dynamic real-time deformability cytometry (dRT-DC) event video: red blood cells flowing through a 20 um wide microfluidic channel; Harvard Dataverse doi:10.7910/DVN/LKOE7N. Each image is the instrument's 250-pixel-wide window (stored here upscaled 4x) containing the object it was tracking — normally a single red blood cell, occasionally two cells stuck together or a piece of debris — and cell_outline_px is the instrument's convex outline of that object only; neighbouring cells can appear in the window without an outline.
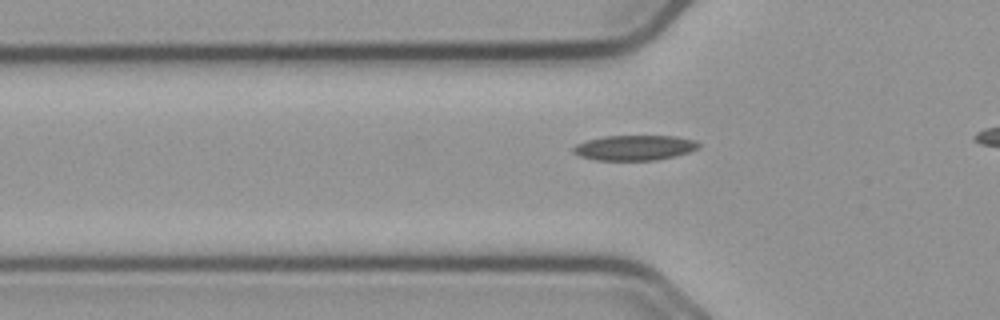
{"species": "common noctule bat (a hibernating species)", "species_latin": "Nyctalus noctula", "temperature_condition": "cold", "stored_images_in_passage": 36, "camera_frame_rate_fps": 3000, "um_per_image_px": 0.085, "animal": {"sex": "male", "body_mass_g": 23.1, "forearm_length_mm": 52.7}, "frame": {"image": 1, "passage_image": 9, "time_ms": 2.667, "image_size_px": [1000, 320], "cell_outline_px": [[700, 148], [688, 152], [656, 160], [596, 160], [580, 156], [572, 152], [572, 148], [576, 144], [588, 140], [604, 136], [676, 136], [696, 140], [700, 144]], "centroid_in_image_um": [53.94, 12.55], "position_along_channel_um": 71.9, "area_um2": 18.32}}
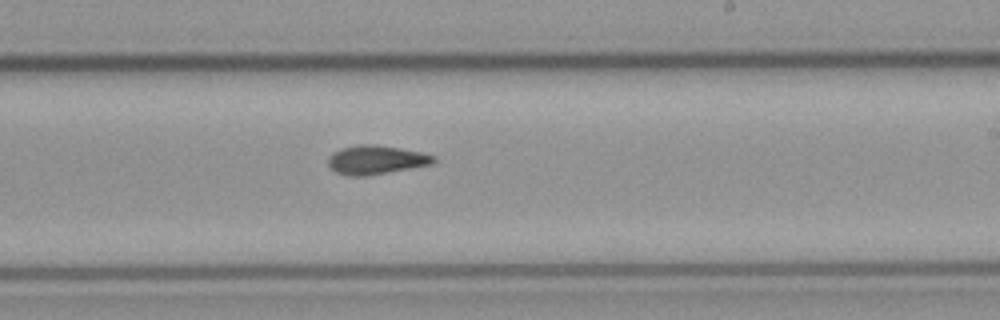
{"frame": {"image": 2, "passage_image": 24, "time_ms": 7.667, "image_size_px": [1000, 320], "cell_outline_px": [[436, 160], [432, 164], [364, 176], [348, 176], [336, 172], [328, 164], [328, 156], [332, 152], [340, 148], [356, 144], [376, 144], [400, 148], [420, 152], [436, 156]], "centroid_in_image_um": [31.92, 13.57], "position_along_channel_um": 257.1, "area_um2": 17.74}}
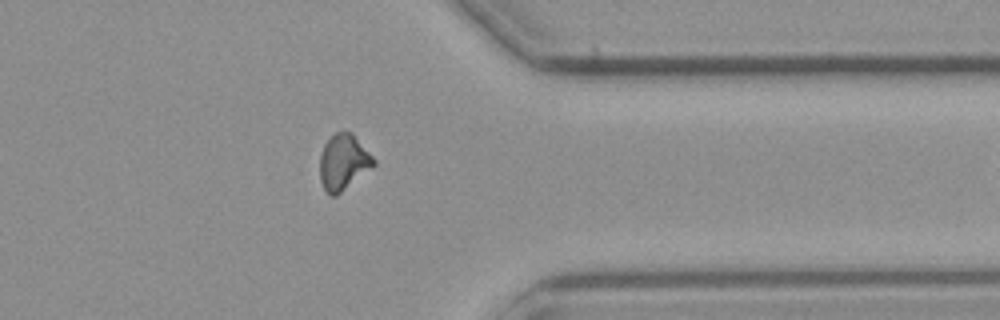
{"frame": {"image": 3, "passage_image": 35, "time_ms": 11.333, "image_size_px": [1000, 320], "cell_outline_px": [[376, 164], [336, 196], [332, 196], [324, 188], [320, 180], [320, 156], [324, 144], [336, 132], [352, 132], [376, 160]], "centroid_in_image_um": [29.19, 13.78], "position_along_channel_um": 382.2, "area_um2": 17.22}}